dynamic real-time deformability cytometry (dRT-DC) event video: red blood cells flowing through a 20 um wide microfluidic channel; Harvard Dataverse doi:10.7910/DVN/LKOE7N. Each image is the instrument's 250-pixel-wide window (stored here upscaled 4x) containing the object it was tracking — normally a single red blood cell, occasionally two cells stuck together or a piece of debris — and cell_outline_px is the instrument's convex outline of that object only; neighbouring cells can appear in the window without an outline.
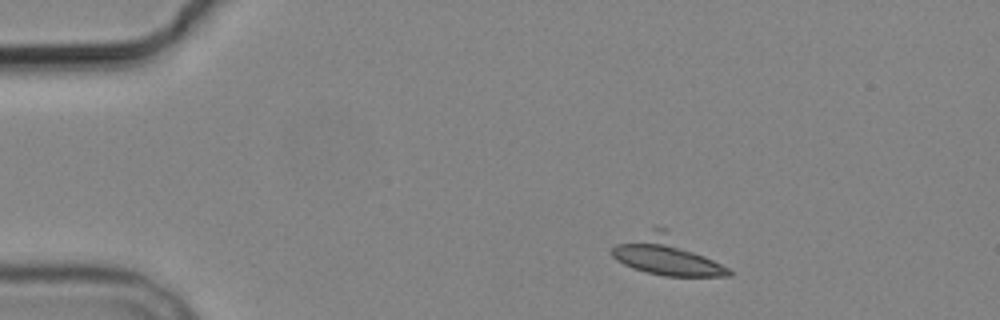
{"species": "common noctule bat (a hibernating species)", "species_latin": "Nyctalus noctula", "temperature_condition": "cold", "stored_images_in_passage": 3, "camera_frame_rate_fps": 3000, "um_per_image_px": 0.085, "animal": {"sex": "male", "body_mass_g": 19.2, "forearm_length_mm": 51.8}, "frame": {"image": 1, "passage_image": 1, "time_ms": 0.0, "image_size_px": [1000, 320], "cell_outline_px": [[732, 276], [664, 276], [648, 272], [624, 264], [616, 260], [612, 256], [612, 248], [616, 244], [652, 228], [668, 228], [728, 268], [732, 272]], "centroid_in_image_um": [56.69, 21.71], "position_along_channel_um": 28.3, "area_um2": 26.18}}